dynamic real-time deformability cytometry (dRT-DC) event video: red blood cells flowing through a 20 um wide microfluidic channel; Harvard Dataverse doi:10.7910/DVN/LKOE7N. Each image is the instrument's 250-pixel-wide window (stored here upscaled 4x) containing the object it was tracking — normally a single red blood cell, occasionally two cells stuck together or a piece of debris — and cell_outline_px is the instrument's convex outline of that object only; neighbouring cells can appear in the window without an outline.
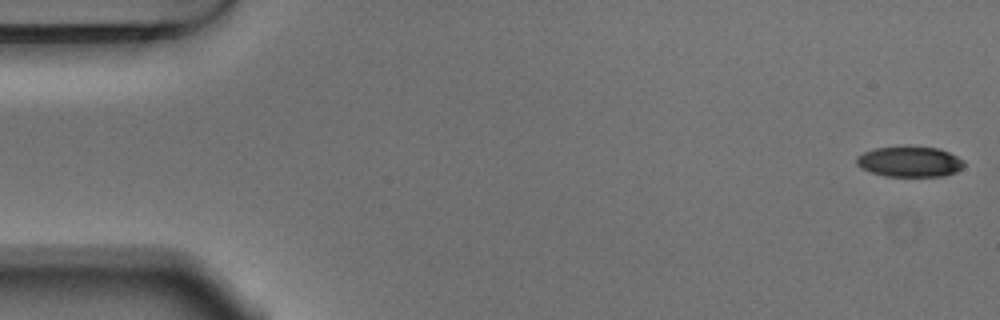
{"species": "Egyptian fruit bat (a non-hibernating species)", "species_latin": "Rousettus aegyptiacus", "temperature_condition": "warm", "stored_images_in_passage": 12, "camera_frame_rate_fps": 3000, "um_per_image_px": 0.085, "animal": {"sex": "male"}, "frame": {"image": 1, "passage_image": 1, "time_ms": 0.0, "image_size_px": [1000, 320], "cell_outline_px": [[964, 164], [956, 172], [944, 176], [884, 176], [872, 172], [856, 164], [856, 156], [872, 148], [904, 144], [908, 144], [936, 148], [948, 152], [964, 160]], "centroid_in_image_um": [77.29, 13.7], "position_along_channel_um": 7.7, "area_um2": 19.54}}